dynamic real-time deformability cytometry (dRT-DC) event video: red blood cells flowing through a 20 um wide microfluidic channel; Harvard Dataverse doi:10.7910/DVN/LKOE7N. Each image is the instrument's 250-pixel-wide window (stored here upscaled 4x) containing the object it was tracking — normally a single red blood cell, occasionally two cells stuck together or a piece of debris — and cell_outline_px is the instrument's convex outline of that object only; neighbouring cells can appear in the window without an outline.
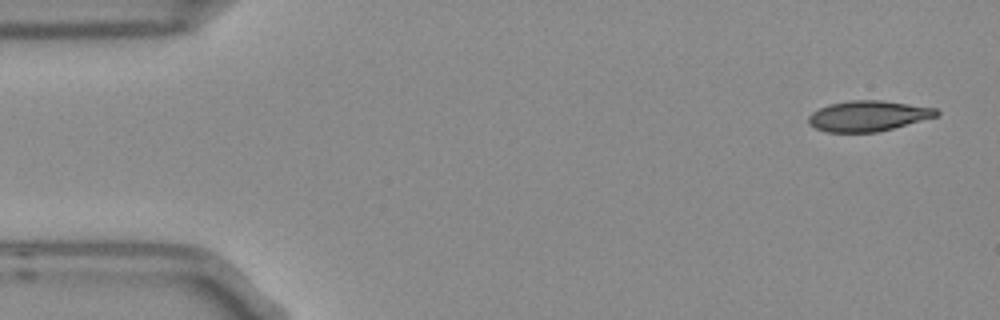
{"species": "Egyptian fruit bat (a non-hibernating species)", "species_latin": "Rousettus aegyptiacus", "temperature_condition": "room temperature", "stored_images_in_passage": 4, "camera_frame_rate_fps": 3000, "um_per_image_px": 0.085, "frame": {"image": 1, "passage_image": 1, "time_ms": 0.0, "image_size_px": [1000, 320], "cell_outline_px": [[940, 116], [880, 132], [824, 132], [808, 124], [808, 116], [812, 112], [828, 104], [852, 100], [880, 100], [936, 108], [940, 112]], "centroid_in_image_um": [73.81, 9.86], "position_along_channel_um": 11.2, "area_um2": 23.0}}
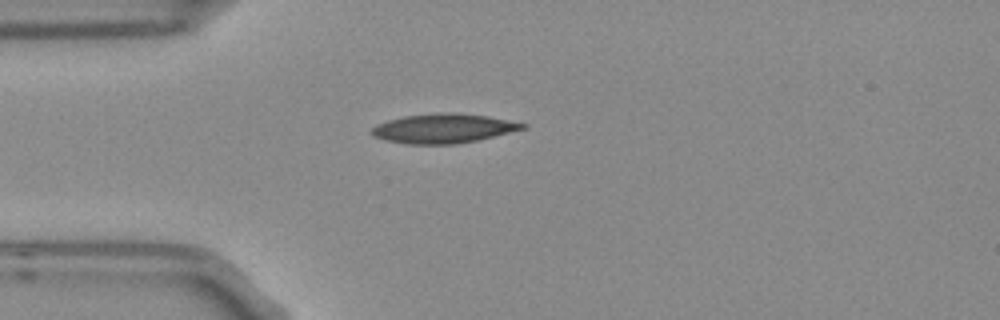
{"frame": {"image": 2, "passage_image": 4, "time_ms": 1.0, "image_size_px": [1000, 320], "cell_outline_px": [[528, 128], [476, 140], [456, 144], [408, 144], [384, 140], [372, 136], [372, 128], [376, 124], [388, 120], [404, 116], [444, 112], [452, 112], [488, 116], [528, 124]], "centroid_in_image_um": [37.69, 10.91], "position_along_channel_um": 47.3, "area_um2": 25.78}}